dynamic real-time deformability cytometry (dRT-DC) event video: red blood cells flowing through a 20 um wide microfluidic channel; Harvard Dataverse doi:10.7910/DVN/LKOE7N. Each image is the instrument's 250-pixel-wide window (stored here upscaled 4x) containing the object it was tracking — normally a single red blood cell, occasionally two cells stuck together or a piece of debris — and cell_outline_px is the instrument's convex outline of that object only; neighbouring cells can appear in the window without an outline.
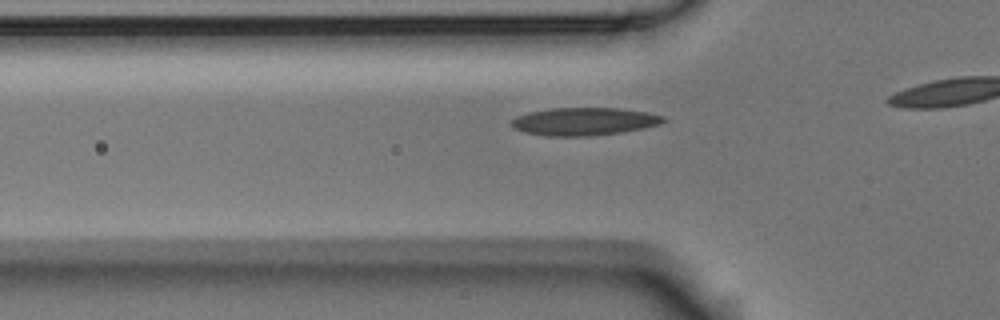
{"species": "Egyptian fruit bat (a non-hibernating species)", "species_latin": "Rousettus aegyptiacus", "temperature_condition": "room temperature", "stored_images_in_passage": 23, "camera_frame_rate_fps": 3000, "um_per_image_px": 0.085, "animal": {"sex": "male"}, "frame": {"image": 1, "passage_image": 14, "time_ms": 4.333, "image_size_px": [1000, 320], "cell_outline_px": [[668, 120], [660, 124], [644, 128], [620, 132], [588, 136], [548, 136], [524, 132], [516, 128], [512, 124], [512, 120], [516, 116], [528, 112], [552, 108], [620, 108], [648, 112], [664, 116]], "centroid_in_image_um": [49.7, 10.31], "position_along_channel_um": 76.1, "area_um2": 24.57}}
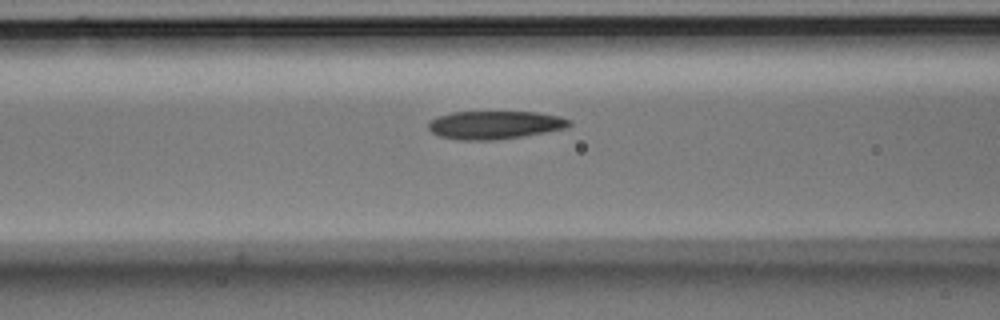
{"frame": {"image": 2, "passage_image": 18, "time_ms": 5.667, "image_size_px": [1000, 320], "cell_outline_px": [[572, 124], [564, 128], [524, 136], [496, 140], [460, 140], [440, 136], [432, 132], [428, 128], [428, 124], [432, 120], [440, 116], [452, 112], [536, 112], [560, 116], [572, 120]], "centroid_in_image_um": [42.08, 10.62], "position_along_channel_um": 124.5, "area_um2": 23.0}}
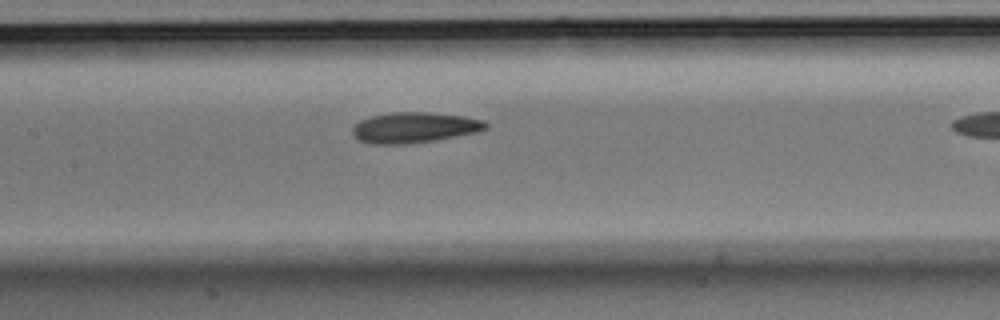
{"frame": {"image": 3, "passage_image": 22, "time_ms": 7.0, "image_size_px": [1000, 320], "cell_outline_px": [[488, 128], [476, 132], [456, 136], [408, 144], [368, 144], [352, 136], [352, 128], [360, 120], [372, 116], [388, 112], [428, 112], [464, 116], [484, 120], [488, 124]], "centroid_in_image_um": [35.19, 10.84], "position_along_channel_um": 172.2, "area_um2": 23.81}}